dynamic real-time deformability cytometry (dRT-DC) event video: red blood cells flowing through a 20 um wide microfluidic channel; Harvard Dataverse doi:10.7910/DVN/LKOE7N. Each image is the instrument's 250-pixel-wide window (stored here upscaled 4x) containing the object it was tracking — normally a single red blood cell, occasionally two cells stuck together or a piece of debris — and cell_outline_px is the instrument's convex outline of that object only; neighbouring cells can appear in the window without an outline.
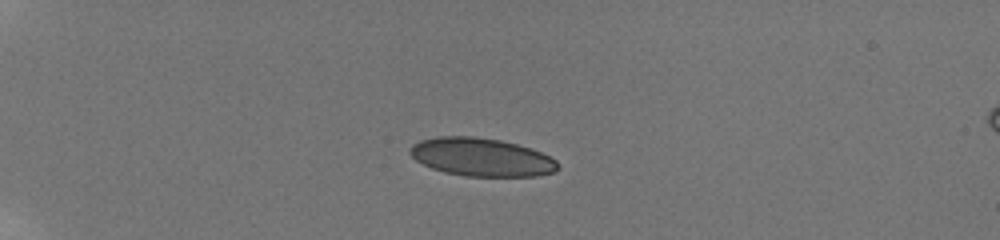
{"species": "human", "species_latin": "Homo sapiens", "temperature_condition": "room temperature", "stored_images_in_passage": 13, "camera_frame_rate_fps": 3000, "um_per_image_px": 0.085, "donor": {"sex": "male"}, "frame": {"image": 1, "passage_image": 6, "time_ms": 5.0, "image_size_px": [1000, 240], "cell_outline_px": [[560, 168], [556, 172], [536, 176], [464, 176], [444, 172], [432, 168], [416, 160], [408, 152], [412, 144], [420, 140], [436, 136], [472, 136], [500, 140], [516, 144], [540, 152], [556, 160], [560, 164]], "centroid_in_image_um": [40.92, 13.36], "position_along_channel_um": 44.1, "area_um2": 32.95}}
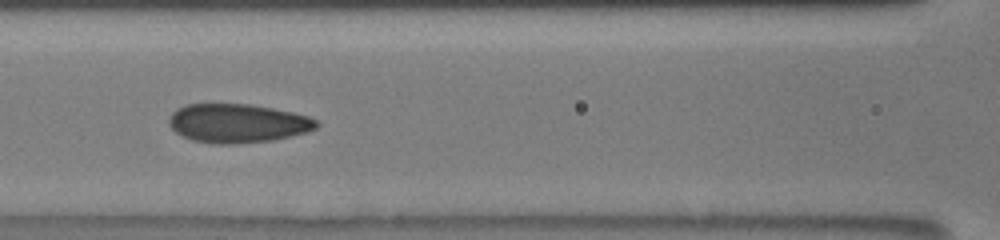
{"frame": {"image": 2, "passage_image": 11, "time_ms": 9.333, "image_size_px": [1000, 240], "cell_outline_px": [[320, 124], [316, 128], [308, 132], [272, 140], [232, 144], [216, 144], [192, 140], [176, 132], [168, 124], [168, 120], [172, 112], [176, 108], [188, 104], [248, 104], [272, 108], [292, 112], [308, 116], [316, 120]], "centroid_in_image_um": [20.19, 10.47], "position_along_channel_um": 146.4, "area_um2": 33.35}}